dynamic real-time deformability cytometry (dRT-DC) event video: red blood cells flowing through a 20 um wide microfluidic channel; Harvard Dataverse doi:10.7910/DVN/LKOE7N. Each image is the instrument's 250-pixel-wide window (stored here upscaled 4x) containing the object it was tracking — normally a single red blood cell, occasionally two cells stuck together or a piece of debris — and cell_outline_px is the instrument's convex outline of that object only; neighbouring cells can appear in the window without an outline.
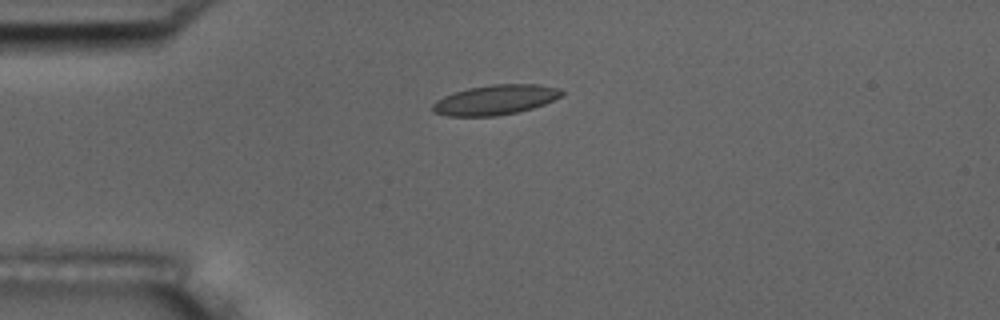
{"species": "common noctule bat (a hibernating species)", "species_latin": "Nyctalus noctula", "temperature_condition": "room temperature", "stored_images_in_passage": 4, "camera_frame_rate_fps": 3000, "um_per_image_px": 0.085, "animal": {"sex": "male", "body_mass_g": 17.5, "forearm_length_mm": 52.3}, "frame": {"image": 1, "passage_image": 1, "time_ms": 0.0, "image_size_px": [1000, 320], "cell_outline_px": [[564, 92], [560, 96], [544, 104], [532, 108], [516, 112], [496, 116], [448, 116], [432, 112], [432, 104], [436, 100], [452, 92], [468, 88], [492, 84], [540, 84], [560, 88]], "centroid_in_image_um": [42.07, 8.48], "position_along_channel_um": 42.9, "area_um2": 22.54}}